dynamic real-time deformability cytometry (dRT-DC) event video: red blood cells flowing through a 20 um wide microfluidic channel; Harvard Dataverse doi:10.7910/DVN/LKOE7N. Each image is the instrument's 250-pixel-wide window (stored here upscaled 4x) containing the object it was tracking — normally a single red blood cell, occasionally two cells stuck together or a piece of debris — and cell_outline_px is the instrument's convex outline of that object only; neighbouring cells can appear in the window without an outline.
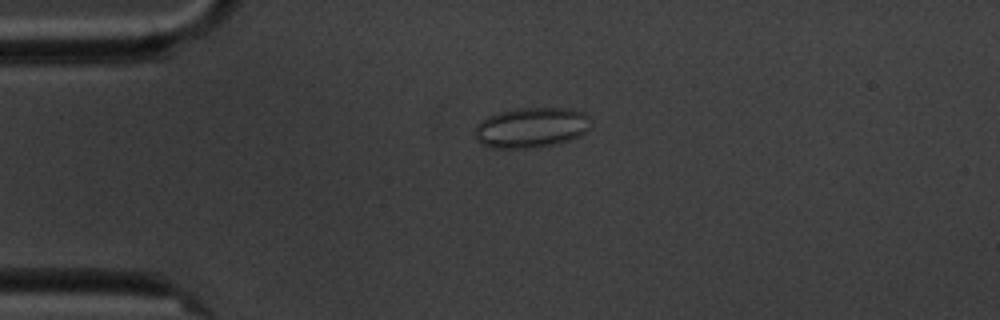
{"species": "common noctule bat (a hibernating species)", "species_latin": "Nyctalus noctula", "temperature_condition": "cold", "stored_images_in_passage": 5, "camera_frame_rate_fps": 3000, "um_per_image_px": 0.085, "animal": {"sex": "male", "body_mass_g": 20.1, "forearm_length_mm": 53.5}, "frame": {"image": 1, "passage_image": 4, "time_ms": 3.667, "image_size_px": [1000, 320], "cell_outline_px": [[592, 124], [580, 136], [568, 140], [552, 144], [528, 148], [488, 148], [480, 144], [476, 140], [476, 124], [480, 120], [488, 116], [500, 112], [516, 108], [568, 108], [584, 112], [588, 116]], "centroid_in_image_um": [45.13, 10.84], "position_along_channel_um": 39.9, "area_um2": 27.28}}